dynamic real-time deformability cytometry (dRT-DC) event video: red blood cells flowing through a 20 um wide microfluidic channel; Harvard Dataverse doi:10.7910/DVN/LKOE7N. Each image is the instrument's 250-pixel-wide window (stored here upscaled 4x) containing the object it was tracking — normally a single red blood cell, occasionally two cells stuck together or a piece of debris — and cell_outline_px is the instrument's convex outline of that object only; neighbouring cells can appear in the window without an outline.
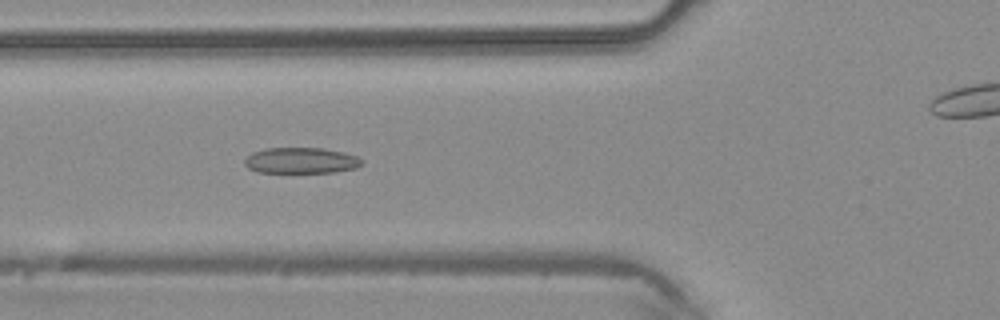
{"species": "common noctule bat (a hibernating species)", "species_latin": "Nyctalus noctula", "temperature_condition": "warm", "stored_images_in_passage": 41, "camera_frame_rate_fps": 3000, "um_per_image_px": 0.085, "animal": {"sex": "male", "body_mass_g": 20.4}, "frame": {"image": 1, "passage_image": 12, "time_ms": 3.667, "image_size_px": [1000, 320], "cell_outline_px": [[364, 164], [356, 168], [336, 172], [256, 172], [248, 168], [244, 164], [244, 160], [252, 152], [264, 148], [324, 148], [344, 152], [356, 156], [364, 160]], "centroid_in_image_um": [25.61, 13.64], "position_along_channel_um": 100.2, "area_um2": 17.86}}
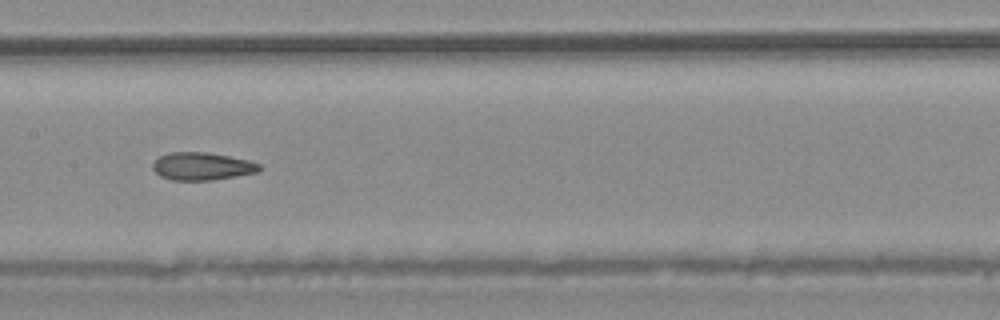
{"frame": {"image": 2, "passage_image": 18, "time_ms": 5.667, "image_size_px": [1000, 320], "cell_outline_px": [[260, 168], [256, 172], [236, 176], [212, 180], [172, 180], [160, 176], [152, 168], [152, 164], [160, 156], [172, 152], [204, 152], [228, 156], [248, 160], [260, 164]], "centroid_in_image_um": [17.15, 14.14], "position_along_channel_um": 190.3, "area_um2": 16.99}}
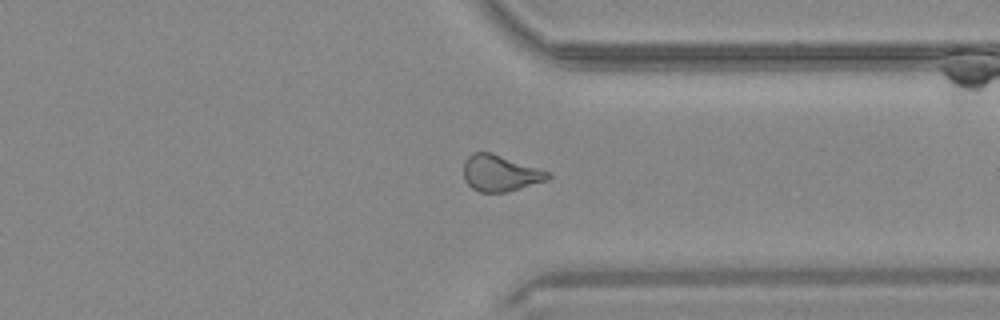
{"frame": {"image": 3, "passage_image": 30, "time_ms": 9.667, "image_size_px": [1000, 320], "cell_outline_px": [[552, 176], [548, 180], [508, 192], [480, 192], [472, 188], [464, 180], [464, 160], [472, 152], [492, 152], [548, 172]], "centroid_in_image_um": [42.49, 14.72], "position_along_channel_um": 368.9, "area_um2": 17.8}}